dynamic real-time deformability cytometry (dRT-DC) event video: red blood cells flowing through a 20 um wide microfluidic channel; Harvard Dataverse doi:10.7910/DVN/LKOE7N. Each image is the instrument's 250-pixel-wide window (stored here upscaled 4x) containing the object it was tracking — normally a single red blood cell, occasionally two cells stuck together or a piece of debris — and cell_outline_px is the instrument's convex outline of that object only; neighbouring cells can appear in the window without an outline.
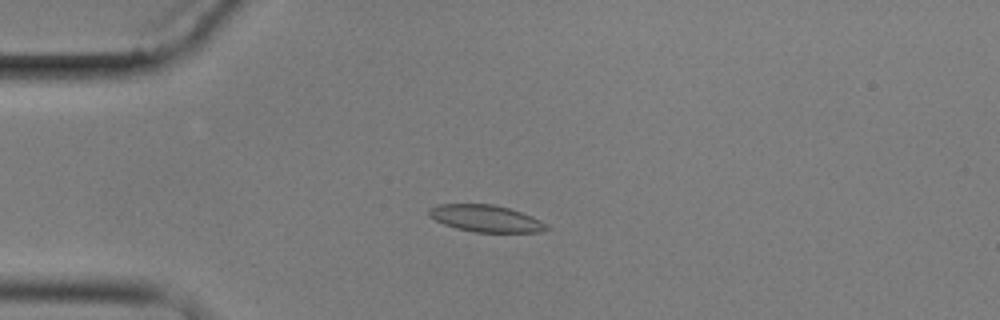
{"species": "common noctule bat (a hibernating species)", "species_latin": "Nyctalus noctula", "temperature_condition": "cold", "stored_images_in_passage": 7, "camera_frame_rate_fps": 3000, "um_per_image_px": 0.085, "animal": {"sex": "male", "body_mass_g": 17.9}, "frame": {"image": 1, "passage_image": 4, "time_ms": 4.667, "image_size_px": [1000, 320], "cell_outline_px": [[552, 228], [540, 232], [476, 232], [456, 228], [444, 224], [428, 216], [428, 212], [436, 204], [492, 204], [508, 208], [532, 216], [548, 224]], "centroid_in_image_um": [41.32, 18.57], "position_along_channel_um": 43.7, "area_um2": 18.38}}
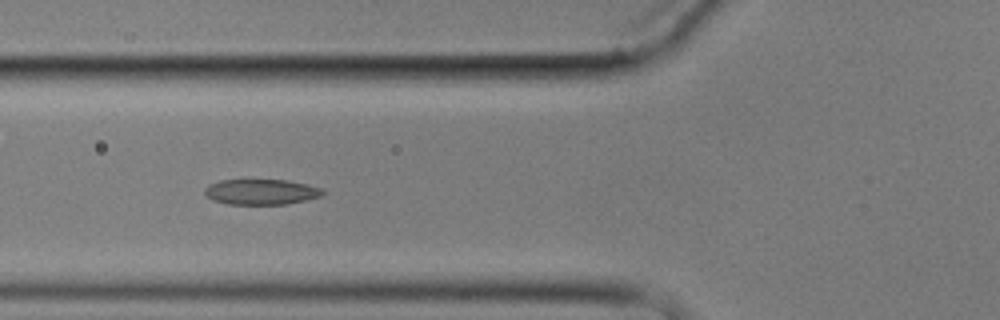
{"frame": {"image": 2, "passage_image": 6, "time_ms": 7.0, "image_size_px": [1000, 320], "cell_outline_px": [[328, 192], [320, 196], [288, 204], [228, 204], [212, 200], [204, 192], [204, 188], [208, 184], [220, 180], [288, 180], [308, 184], [320, 188]], "centroid_in_image_um": [22.2, 16.3], "position_along_channel_um": 103.6, "area_um2": 17.57}}
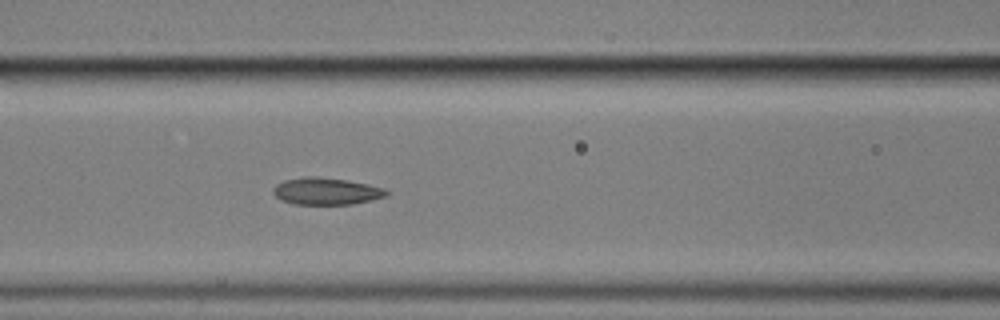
{"frame": {"image": 3, "passage_image": 7, "time_ms": 8.0, "image_size_px": [1000, 320], "cell_outline_px": [[388, 196], [372, 200], [352, 204], [292, 204], [280, 200], [272, 192], [272, 188], [276, 184], [284, 180], [304, 176], [312, 176], [344, 180], [368, 184], [384, 188], [388, 192]], "centroid_in_image_um": [27.7, 16.26], "position_along_channel_um": 138.9, "area_um2": 17.86}}